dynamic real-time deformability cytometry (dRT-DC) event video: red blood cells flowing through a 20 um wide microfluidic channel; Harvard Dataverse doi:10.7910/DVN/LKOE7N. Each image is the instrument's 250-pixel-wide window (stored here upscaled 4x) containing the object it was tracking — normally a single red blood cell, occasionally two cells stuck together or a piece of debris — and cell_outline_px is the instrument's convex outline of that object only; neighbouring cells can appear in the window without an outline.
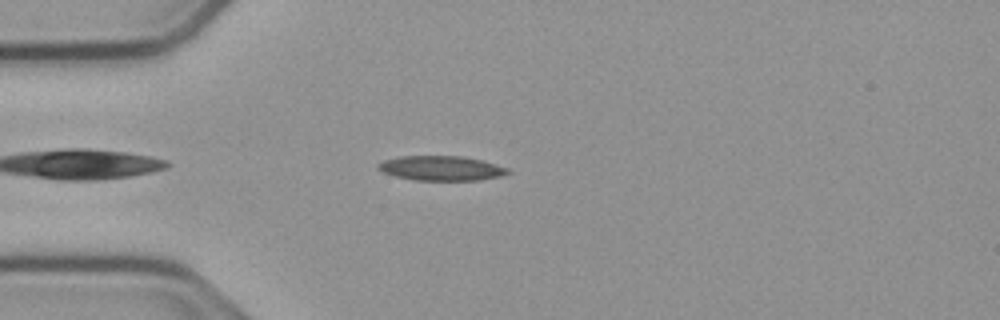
{"species": "common noctule bat (a hibernating species)", "species_latin": "Nyctalus noctula", "temperature_condition": "cold", "stored_images_in_passage": 41, "camera_frame_rate_fps": 3000, "um_per_image_px": 0.085, "animal": {"sex": "male", "body_mass_g": 23.1, "forearm_length_mm": 52.7}, "frame": {"image": 1, "passage_image": 4, "time_ms": 1.0, "image_size_px": [1000, 320], "cell_outline_px": [[512, 172], [500, 176], [480, 180], [412, 180], [396, 176], [384, 172], [376, 168], [376, 164], [384, 160], [400, 156], [464, 156], [480, 160], [508, 168]], "centroid_in_image_um": [37.49, 14.3], "position_along_channel_um": 47.5, "area_um2": 18.61}}
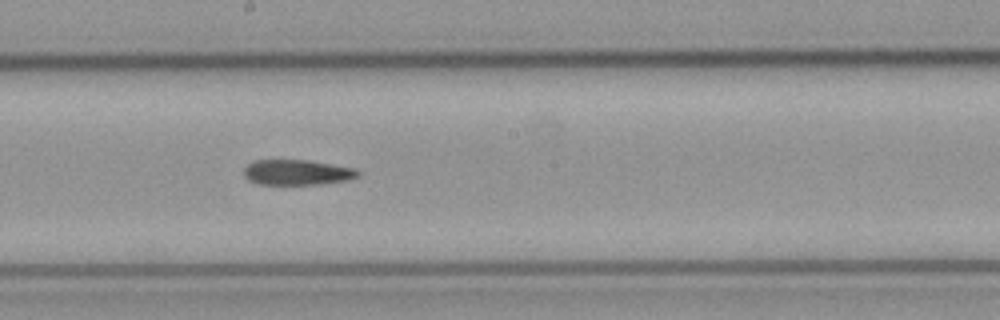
{"frame": {"image": 2, "passage_image": 19, "time_ms": 6.0, "image_size_px": [1000, 320], "cell_outline_px": [[360, 176], [348, 180], [320, 184], [260, 184], [248, 180], [244, 176], [244, 168], [252, 160], [308, 160], [356, 168], [360, 172]], "centroid_in_image_um": [25.27, 14.64], "position_along_channel_um": 222.9, "area_um2": 16.94}}
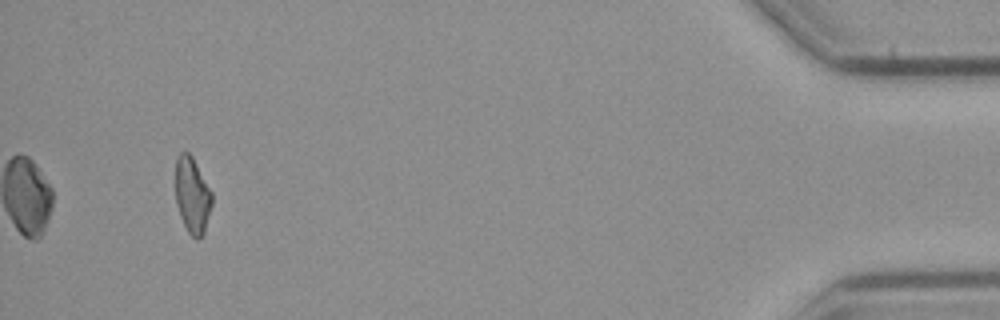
{"frame": {"image": 3, "passage_image": 41, "time_ms": 13.333, "image_size_px": [1000, 320], "cell_outline_px": [[212, 204], [204, 232], [200, 240], [196, 240], [188, 232], [180, 216], [176, 204], [176, 156], [180, 152], [188, 152], [192, 156], [212, 192]], "centroid_in_image_um": [16.34, 16.61], "position_along_channel_um": 418.9, "area_um2": 16.18}}